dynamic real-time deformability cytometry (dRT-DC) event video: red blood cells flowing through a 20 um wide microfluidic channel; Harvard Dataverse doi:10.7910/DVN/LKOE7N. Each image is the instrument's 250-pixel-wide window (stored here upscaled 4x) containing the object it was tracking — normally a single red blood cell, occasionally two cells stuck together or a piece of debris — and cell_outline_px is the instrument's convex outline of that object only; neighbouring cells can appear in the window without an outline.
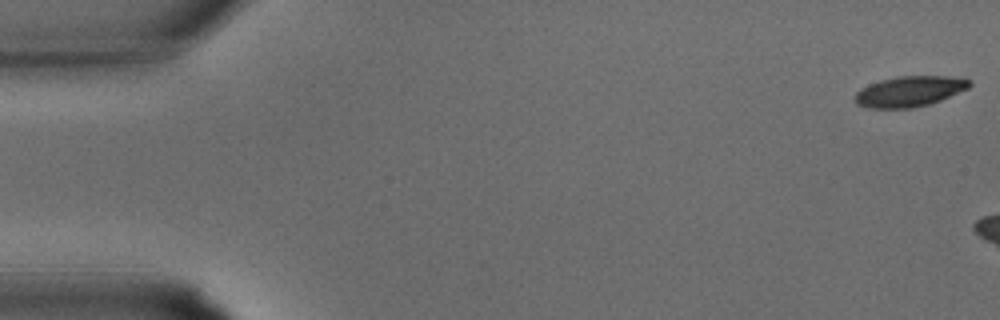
{"species": "common noctule bat (a hibernating species)", "species_latin": "Nyctalus noctula", "temperature_condition": "warm", "stored_images_in_passage": 4, "camera_frame_rate_fps": 3000, "um_per_image_px": 0.085, "animal": {"sex": "male", "body_mass_g": 15.6}, "frame": {"image": 1, "passage_image": 1, "time_ms": 0.0, "image_size_px": [1000, 320], "cell_outline_px": [[972, 84], [968, 88], [940, 100], [928, 104], [912, 108], [868, 108], [856, 104], [856, 92], [860, 88], [868, 84], [880, 80], [900, 76], [944, 76], [972, 80]], "centroid_in_image_um": [77.28, 7.76], "position_along_channel_um": 7.7, "area_um2": 20.23}}